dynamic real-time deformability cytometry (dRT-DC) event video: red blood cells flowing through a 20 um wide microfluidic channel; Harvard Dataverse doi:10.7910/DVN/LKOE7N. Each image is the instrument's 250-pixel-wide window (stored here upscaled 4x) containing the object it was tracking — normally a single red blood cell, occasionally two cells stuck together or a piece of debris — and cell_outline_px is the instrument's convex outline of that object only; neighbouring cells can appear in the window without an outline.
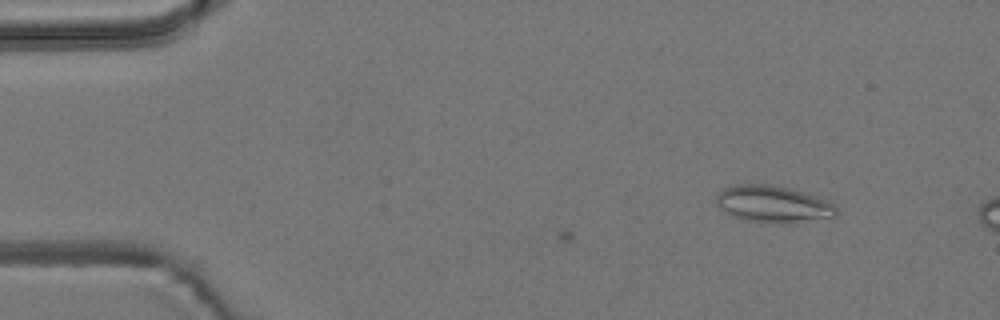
{"species": "common noctule bat (a hibernating species)", "species_latin": "Nyctalus noctula", "temperature_condition": "room temperature", "stored_images_in_passage": 3, "camera_frame_rate_fps": 3000, "um_per_image_px": 0.085, "animal": {"sex": "male", "body_mass_g": 19.2, "forearm_length_mm": 51.8}, "frame": {"image": 1, "passage_image": 3, "time_ms": 2.333, "image_size_px": [1000, 320], "cell_outline_px": [[836, 216], [796, 220], [748, 220], [736, 216], [720, 208], [716, 204], [716, 196], [724, 188], [736, 184], [768, 184], [788, 188], [824, 200], [832, 204], [836, 208]], "centroid_in_image_um": [65.61, 17.28], "position_along_channel_um": 19.4, "area_um2": 23.93}}